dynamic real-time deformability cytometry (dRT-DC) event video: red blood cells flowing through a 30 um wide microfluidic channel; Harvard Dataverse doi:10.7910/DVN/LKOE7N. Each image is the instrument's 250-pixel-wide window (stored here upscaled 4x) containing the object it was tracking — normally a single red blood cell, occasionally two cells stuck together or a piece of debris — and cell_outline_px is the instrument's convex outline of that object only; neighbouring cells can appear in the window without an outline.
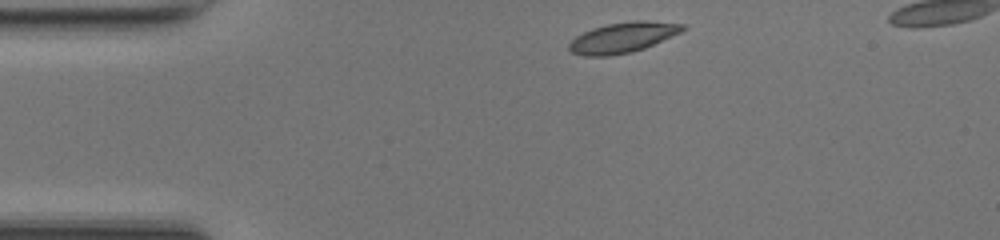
{"species": "common noctule bat (a hibernating species)", "species_latin": "Nyctalus noctula", "temperature_condition": "room temperature", "stored_images_in_passage": 39, "camera_frame_rate_fps": 3000, "um_per_image_px": 0.085, "animal": {"sex": "female", "body_mass_g": 17.0, "forearm_length_mm": 48.0}, "frame": {"image": 1, "passage_image": 1, "time_ms": 0.0, "image_size_px": [1000, 240], "cell_outline_px": [[688, 28], [680, 32], [644, 48], [632, 52], [608, 56], [584, 56], [572, 52], [568, 48], [568, 44], [576, 36], [592, 28], [608, 24], [636, 20], [648, 20], [684, 24]], "centroid_in_image_um": [52.94, 3.18], "position_along_channel_um": 32.1, "area_um2": 20.0}}
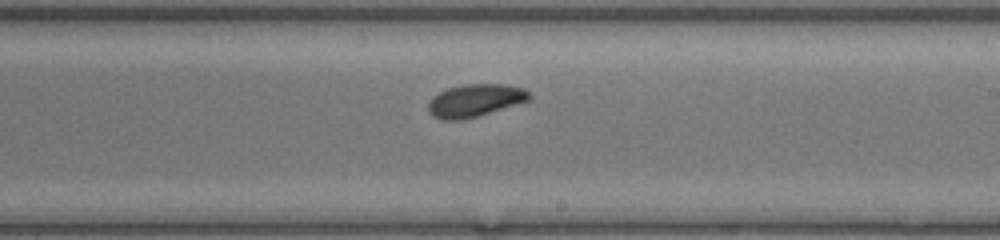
{"frame": {"image": 2, "passage_image": 20, "time_ms": 6.333, "image_size_px": [1000, 240], "cell_outline_px": [[532, 100], [476, 116], [460, 120], [440, 120], [432, 116], [428, 112], [428, 104], [432, 96], [448, 88], [464, 84], [504, 84], [524, 88], [532, 92]], "centroid_in_image_um": [40.4, 8.53], "position_along_channel_um": 248.6, "area_um2": 19.42}}
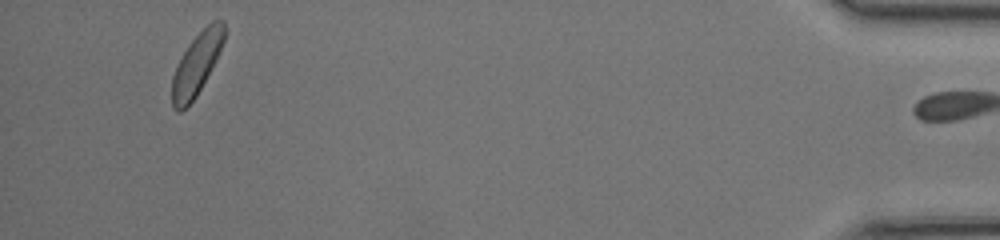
{"frame": {"image": 3, "passage_image": 38, "time_ms": 12.333, "image_size_px": [1000, 240], "cell_outline_px": [[224, 40], [216, 60], [212, 68], [196, 96], [180, 112], [176, 112], [172, 108], [172, 76], [188, 44], [212, 20], [224, 20]], "centroid_in_image_um": [16.71, 5.46], "position_along_channel_um": 418.5, "area_um2": 18.44}, "authors_computed_cell_mechanics": {"area_um2": 19.363, "velocity_mm_per_s": 4.1773, "shape_relaxation_time_tau1_ms": 4.7637, "shape_relaxation_time_tau2_ms": null, "deformation_change_tau1": 0.1616, "deformation_change_tau2": null}}